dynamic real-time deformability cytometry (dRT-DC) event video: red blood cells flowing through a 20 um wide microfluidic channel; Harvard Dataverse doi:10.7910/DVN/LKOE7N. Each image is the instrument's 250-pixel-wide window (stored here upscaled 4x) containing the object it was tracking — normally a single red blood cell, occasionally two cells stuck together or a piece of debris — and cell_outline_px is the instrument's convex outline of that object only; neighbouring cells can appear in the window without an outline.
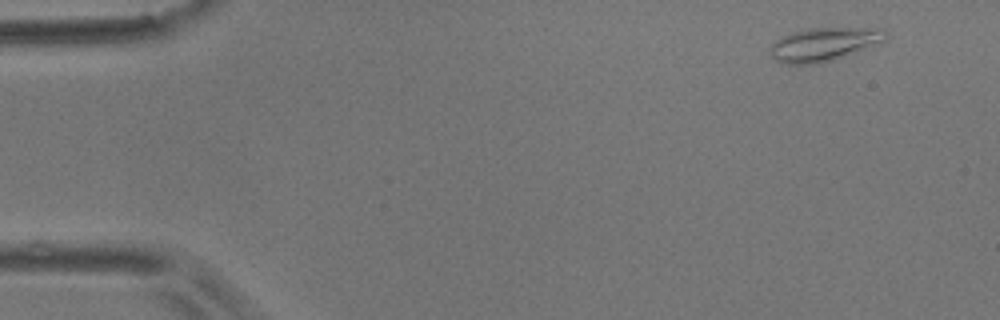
{"species": "common noctule bat (a hibernating species)", "species_latin": "Nyctalus noctula", "temperature_condition": "room temperature", "stored_images_in_passage": 7, "camera_frame_rate_fps": 3000, "um_per_image_px": 0.085, "animal": {"sex": "male", "body_mass_g": 17.9}, "frame": {"image": 1, "passage_image": 1, "time_ms": 0.0, "image_size_px": [1000, 320], "cell_outline_px": [[888, 40], [872, 48], [832, 60], [816, 64], [784, 64], [776, 60], [768, 52], [772, 44], [780, 36], [792, 32], [808, 28], [884, 28], [888, 36]], "centroid_in_image_um": [70.09, 3.76], "position_along_channel_um": 14.9, "area_um2": 23.06}}